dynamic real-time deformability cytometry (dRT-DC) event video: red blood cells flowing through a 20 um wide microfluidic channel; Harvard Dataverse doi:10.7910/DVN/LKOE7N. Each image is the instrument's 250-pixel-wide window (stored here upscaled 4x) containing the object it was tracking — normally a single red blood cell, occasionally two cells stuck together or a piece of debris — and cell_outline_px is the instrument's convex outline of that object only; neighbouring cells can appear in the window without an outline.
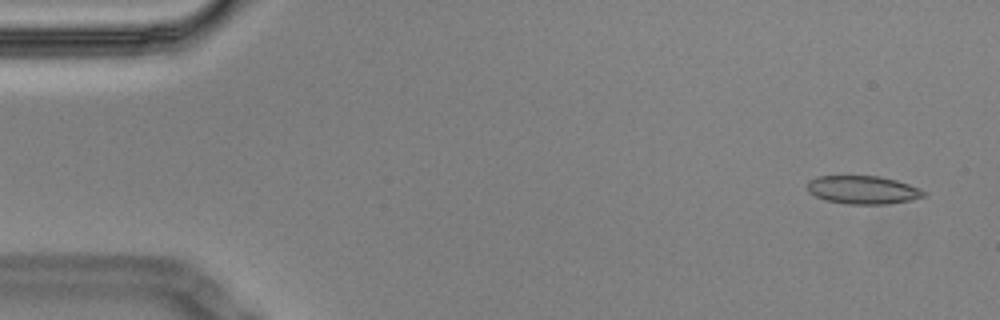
{"species": "Egyptian fruit bat (a non-hibernating species)", "species_latin": "Rousettus aegyptiacus", "temperature_condition": "cold", "stored_images_in_passage": 58, "segment_of_instrument_passage": [1, 2], "camera_frame_rate_fps": 3000, "um_per_image_px": 0.085, "animal": {"sex": "male"}, "frame": {"image": 1, "passage_image": 3, "time_ms": 0.667, "image_size_px": [1000, 320], "cell_outline_px": [[924, 196], [912, 200], [888, 204], [844, 204], [824, 200], [808, 192], [808, 180], [820, 176], [880, 176], [896, 180], [920, 188], [924, 192]], "centroid_in_image_um": [73.33, 16.14], "position_along_channel_um": 11.7, "area_um2": 19.19}}
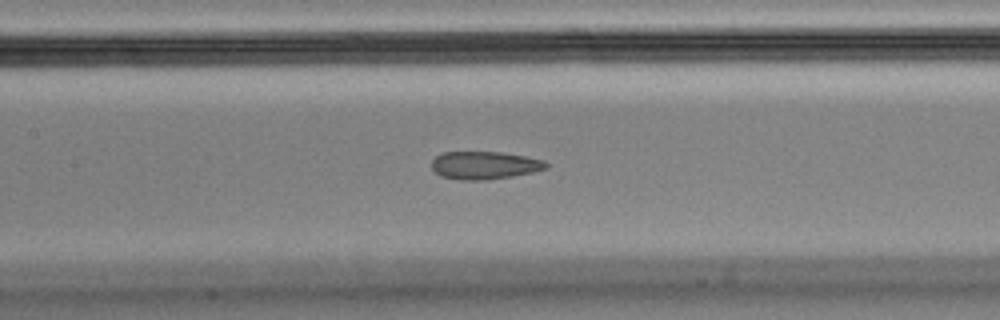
{"frame": {"image": 2, "passage_image": 26, "time_ms": 8.333, "image_size_px": [1000, 320], "cell_outline_px": [[548, 168], [532, 172], [512, 176], [488, 180], [460, 180], [440, 176], [432, 168], [432, 160], [440, 152], [500, 152], [524, 156], [544, 160], [548, 164]], "centroid_in_image_um": [41.17, 14.05], "position_along_channel_um": 166.2, "area_um2": 18.61}}
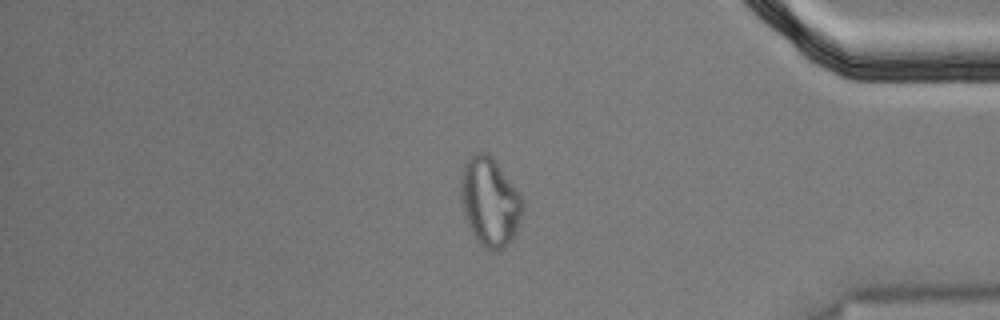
{"frame": {"image": 3, "passage_image": 48, "time_ms": 15.667, "image_size_px": [1000, 320], "cell_outline_px": [[524, 204], [520, 220], [516, 232], [512, 240], [504, 248], [496, 252], [492, 252], [484, 248], [476, 240], [464, 216], [460, 200], [460, 172], [464, 160], [468, 156], [476, 152], [488, 152], [492, 156], [520, 192]], "centroid_in_image_um": [41.61, 17.13], "position_along_channel_um": 393.6, "area_um2": 32.83}}